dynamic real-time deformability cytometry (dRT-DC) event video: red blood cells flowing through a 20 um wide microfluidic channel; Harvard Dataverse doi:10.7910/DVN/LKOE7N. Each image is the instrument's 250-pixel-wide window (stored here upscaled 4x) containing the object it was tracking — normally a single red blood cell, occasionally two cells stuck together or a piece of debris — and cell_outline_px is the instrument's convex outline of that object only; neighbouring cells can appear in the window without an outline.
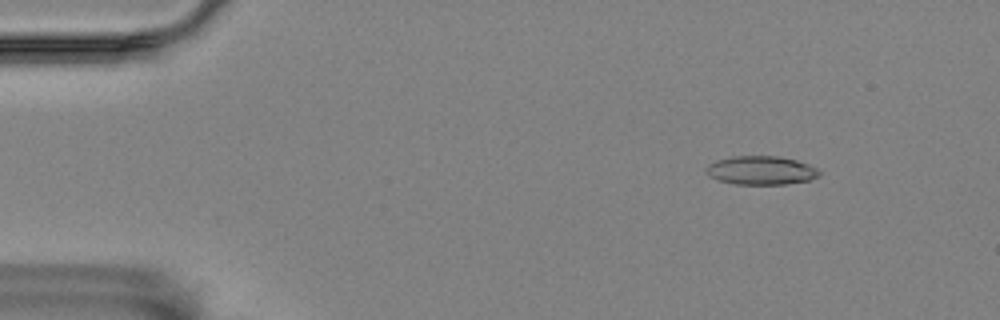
{"species": "Egyptian fruit bat (a non-hibernating species)", "species_latin": "Rousettus aegyptiacus", "temperature_condition": "room temperature", "stored_images_in_passage": 52, "camera_frame_rate_fps": 3000, "um_per_image_px": 0.085, "animal": {"sex": "female"}, "frame": {"image": 1, "passage_image": 2, "time_ms": 0.333, "image_size_px": [1000, 320], "cell_outline_px": [[820, 176], [808, 180], [784, 184], [736, 184], [720, 180], [708, 176], [704, 168], [708, 164], [716, 160], [732, 156], [776, 156], [796, 160], [808, 164], [816, 168], [820, 172]], "centroid_in_image_um": [64.66, 14.47], "position_along_channel_um": 20.3, "area_um2": 18.84}}
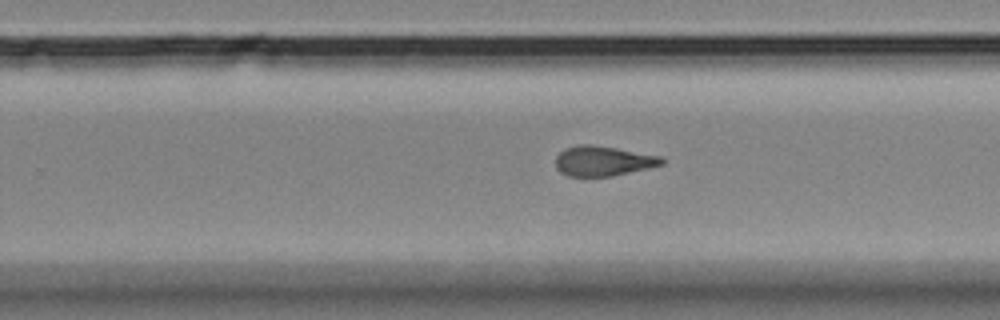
{"frame": {"image": 2, "passage_image": 31, "time_ms": 10.0, "image_size_px": [1000, 320], "cell_outline_px": [[664, 164], [648, 168], [612, 176], [568, 176], [560, 172], [556, 168], [556, 156], [564, 148], [580, 144], [588, 144], [616, 148], [664, 156]], "centroid_in_image_um": [51.27, 13.68], "position_along_channel_um": 278.5, "area_um2": 18.61}}
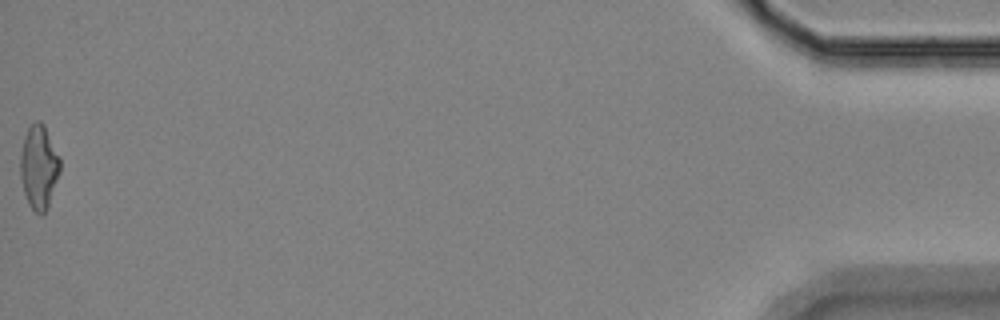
{"frame": {"image": 3, "passage_image": 52, "time_ms": 17.0, "image_size_px": [1000, 320], "cell_outline_px": [[60, 172], [48, 208], [40, 216], [28, 204], [24, 192], [20, 176], [20, 152], [24, 136], [28, 128], [36, 120], [40, 120], [44, 124], [60, 160]], "centroid_in_image_um": [3.29, 14.21], "position_along_channel_um": 431.9, "area_um2": 19.42}, "authors_computed_cell_mechanics": {"area_um2": 18.9584, "velocity_mm_per_s": 3.5347, "shape_relaxation_time_tau1_ms": 5.8831, "shape_relaxation_time_tau2_ms": 2.4207, "deformation_change_tau1": 0.1836, "deformation_change_tau2": 0.1132}}